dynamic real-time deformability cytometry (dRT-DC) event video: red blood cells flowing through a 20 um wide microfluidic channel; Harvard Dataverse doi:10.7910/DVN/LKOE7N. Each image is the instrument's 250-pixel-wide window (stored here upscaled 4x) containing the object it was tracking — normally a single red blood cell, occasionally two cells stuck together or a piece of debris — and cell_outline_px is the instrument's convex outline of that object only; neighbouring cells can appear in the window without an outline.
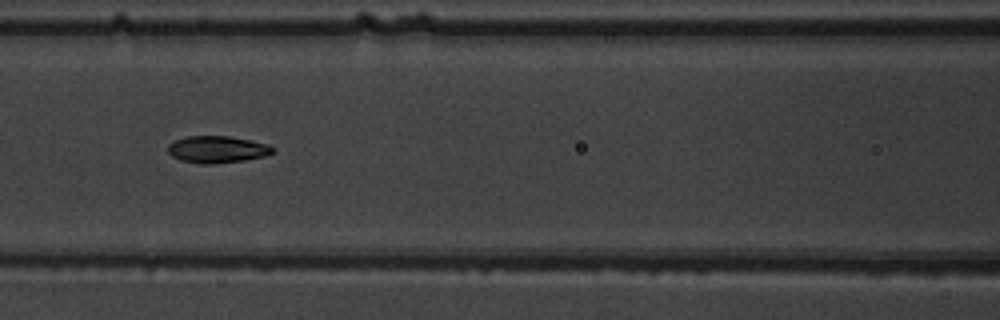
{"species": "common noctule bat (a hibernating species)", "species_latin": "Nyctalus noctula", "temperature_condition": "warm", "stored_images_in_passage": 9, "camera_frame_rate_fps": 3000, "um_per_image_px": 0.085, "animal": {"sex": "male", "body_mass_g": 19.5, "forearm_length_mm": 54.6}, "frame": {"image": 1, "passage_image": 7, "time_ms": 7.667, "image_size_px": [1000, 320], "cell_outline_px": [[276, 152], [264, 156], [244, 160], [216, 164], [200, 164], [180, 160], [172, 156], [168, 152], [168, 144], [176, 140], [188, 136], [228, 136], [252, 140], [268, 144], [276, 148]], "centroid_in_image_um": [18.5, 12.7], "position_along_channel_um": 148.1, "area_um2": 16.65}}
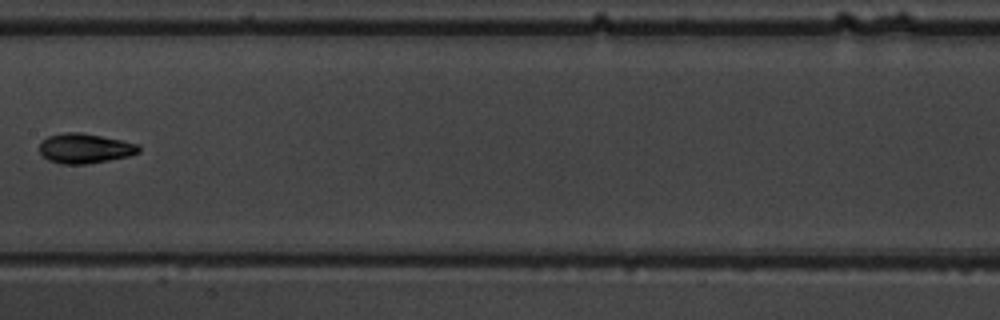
{"frame": {"image": 2, "passage_image": 8, "time_ms": 9.0, "image_size_px": [1000, 320], "cell_outline_px": [[140, 152], [128, 156], [108, 160], [84, 164], [60, 164], [48, 160], [40, 152], [40, 144], [48, 136], [64, 132], [80, 132], [140, 144]], "centroid_in_image_um": [7.22, 12.61], "position_along_channel_um": 200.2, "area_um2": 17.11}}
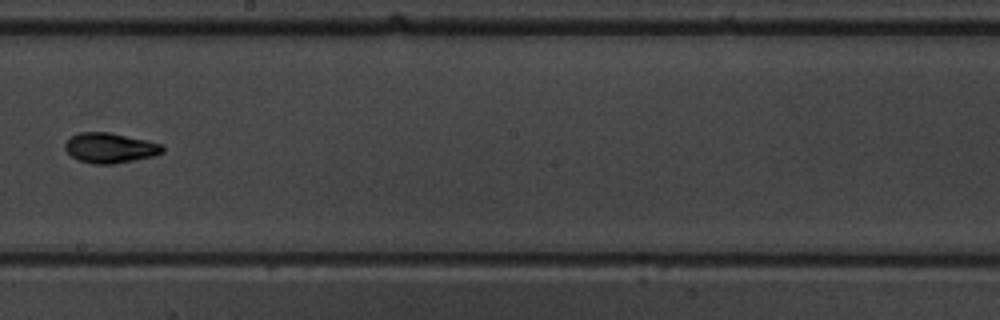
{"frame": {"image": 3, "passage_image": 9, "time_ms": 10.0, "image_size_px": [1000, 320], "cell_outline_px": [[164, 152], [152, 156], [112, 164], [92, 164], [76, 160], [64, 148], [64, 144], [72, 136], [80, 132], [108, 132], [144, 140], [160, 144], [164, 148]], "centroid_in_image_um": [9.3, 12.58], "position_along_channel_um": 238.9, "area_um2": 16.82}}